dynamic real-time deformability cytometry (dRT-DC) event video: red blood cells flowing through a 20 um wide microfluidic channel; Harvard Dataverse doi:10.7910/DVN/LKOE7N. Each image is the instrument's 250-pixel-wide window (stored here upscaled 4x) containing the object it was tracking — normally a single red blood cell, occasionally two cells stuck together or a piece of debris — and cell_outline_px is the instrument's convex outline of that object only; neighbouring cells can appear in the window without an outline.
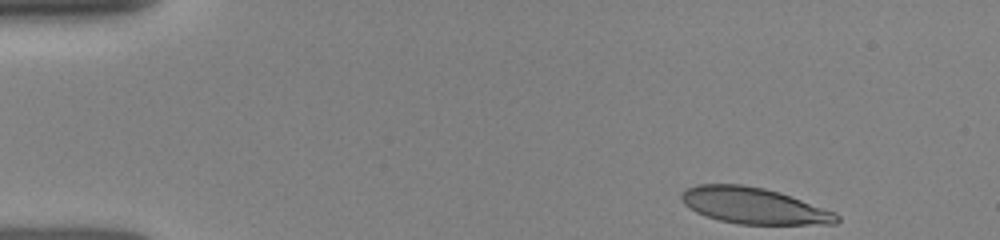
{"species": "human", "species_latin": "Homo sapiens", "temperature_condition": "room temperature", "stored_images_in_passage": 16, "camera_frame_rate_fps": 3000, "um_per_image_px": 0.085, "donor": {"sex": "female"}, "frame": {"image": 1, "passage_image": 1, "time_ms": 0.0, "image_size_px": [1000, 240], "cell_outline_px": [[840, 220], [836, 224], [740, 224], [720, 220], [696, 212], [684, 204], [680, 196], [688, 188], [696, 184], [740, 184], [764, 188], [836, 212], [840, 216]], "centroid_in_image_um": [64.08, 17.49], "position_along_channel_um": 20.9, "area_um2": 32.31}}
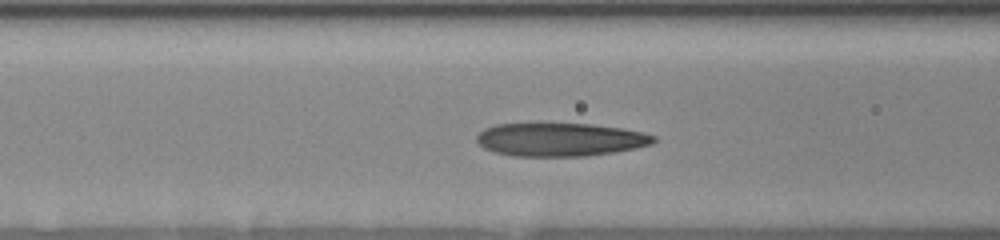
{"frame": {"image": 2, "passage_image": 10, "time_ms": 4.667, "image_size_px": [1000, 240], "cell_outline_px": [[656, 140], [652, 144], [636, 148], [612, 152], [584, 156], [512, 156], [496, 152], [484, 148], [476, 140], [476, 136], [484, 128], [496, 124], [592, 124], [624, 128], [644, 132], [656, 136]], "centroid_in_image_um": [47.64, 11.86], "position_along_channel_um": 119.0, "area_um2": 34.33}}
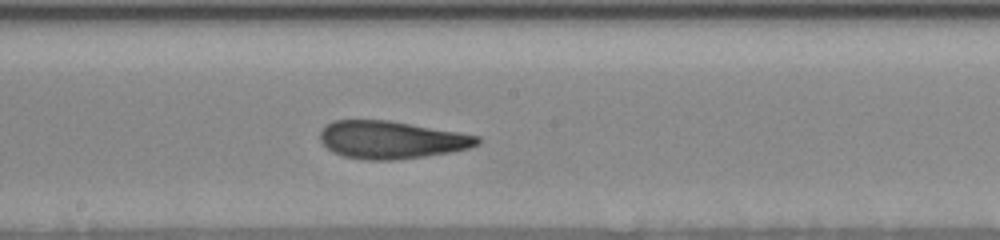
{"frame": {"image": 3, "passage_image": 16, "time_ms": 7.0, "image_size_px": [1000, 240], "cell_outline_px": [[480, 144], [468, 148], [452, 152], [424, 156], [392, 160], [368, 160], [344, 156], [332, 152], [320, 140], [320, 132], [332, 120], [388, 120], [460, 132], [480, 136]], "centroid_in_image_um": [33.29, 11.88], "position_along_channel_um": 214.9, "area_um2": 34.45}}